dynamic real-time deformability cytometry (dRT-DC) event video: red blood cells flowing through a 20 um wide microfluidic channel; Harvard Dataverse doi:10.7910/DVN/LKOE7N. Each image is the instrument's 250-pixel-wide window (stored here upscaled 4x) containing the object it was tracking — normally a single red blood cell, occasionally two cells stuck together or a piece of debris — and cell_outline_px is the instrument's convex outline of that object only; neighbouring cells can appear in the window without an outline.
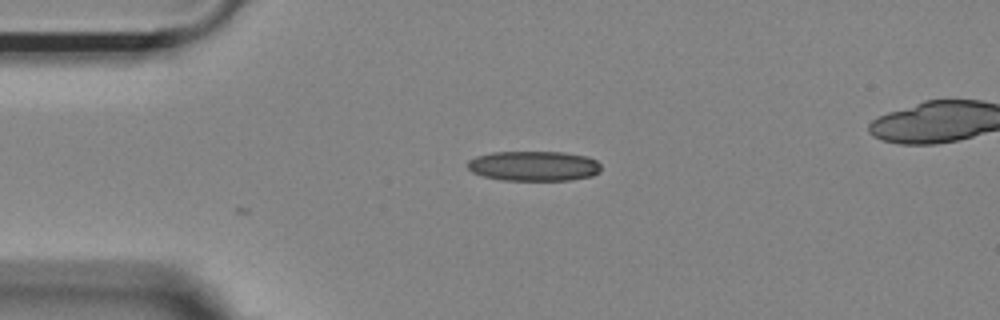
{"species": "Egyptian fruit bat (a non-hibernating species)", "species_latin": "Rousettus aegyptiacus", "temperature_condition": "room temperature", "stored_images_in_passage": 2, "camera_frame_rate_fps": 3000, "um_per_image_px": 0.085, "animal": {"sex": "female"}, "frame": {"image": 1, "passage_image": 2, "time_ms": 0.333, "image_size_px": [1000, 320], "cell_outline_px": [[600, 172], [592, 176], [568, 180], [500, 180], [484, 176], [472, 172], [468, 168], [468, 160], [476, 156], [492, 152], [564, 152], [588, 156], [596, 160], [600, 164]], "centroid_in_image_um": [45.38, 14.1], "position_along_channel_um": 39.6, "area_um2": 23.41}}